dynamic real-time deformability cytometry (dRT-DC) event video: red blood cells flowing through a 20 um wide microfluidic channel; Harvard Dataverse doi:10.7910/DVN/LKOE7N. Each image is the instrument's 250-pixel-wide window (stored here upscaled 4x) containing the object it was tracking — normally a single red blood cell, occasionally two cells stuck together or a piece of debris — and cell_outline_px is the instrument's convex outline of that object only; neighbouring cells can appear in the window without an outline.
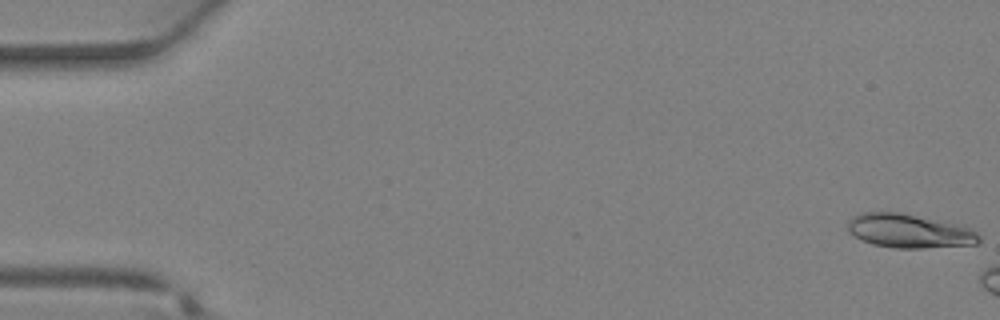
{"species": "Egyptian fruit bat (a non-hibernating species)", "species_latin": "Rousettus aegyptiacus", "temperature_condition": "warm", "stored_images_in_passage": 6, "camera_frame_rate_fps": 3000, "um_per_image_px": 0.085, "animal": {"sex": "female"}, "frame": {"image": 1, "passage_image": 1, "time_ms": 0.0, "image_size_px": [1000, 320], "cell_outline_px": [[980, 240], [976, 244], [924, 248], [896, 248], [872, 244], [860, 240], [848, 232], [848, 220], [852, 216], [860, 212], [900, 212], [964, 224], [972, 228], [980, 236]], "centroid_in_image_um": [77.3, 19.62], "position_along_channel_um": 7.7, "area_um2": 26.47}}